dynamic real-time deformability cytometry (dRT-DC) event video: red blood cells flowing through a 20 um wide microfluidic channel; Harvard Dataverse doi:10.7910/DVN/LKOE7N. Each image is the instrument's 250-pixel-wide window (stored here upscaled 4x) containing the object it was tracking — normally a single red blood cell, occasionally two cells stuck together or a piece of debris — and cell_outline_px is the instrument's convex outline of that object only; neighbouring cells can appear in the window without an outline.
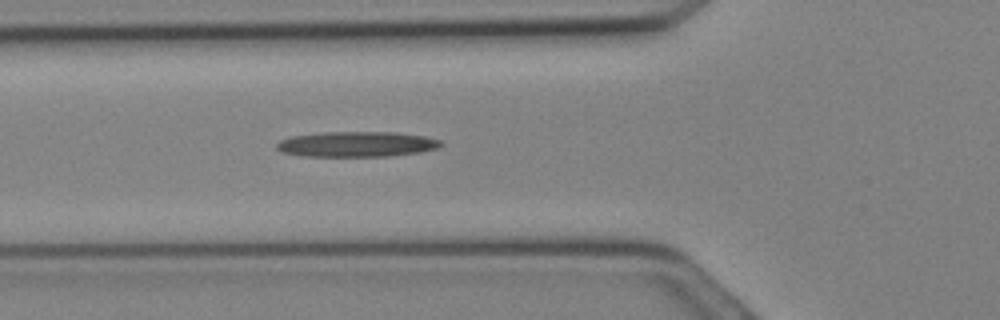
{"species": "Egyptian fruit bat (a non-hibernating species)", "species_latin": "Rousettus aegyptiacus", "temperature_condition": "cold", "stored_images_in_passage": 12, "camera_frame_rate_fps": 3000, "um_per_image_px": 0.085, "animal": {"sex": "female"}, "frame": {"image": 1, "passage_image": 10, "time_ms": 3.0, "image_size_px": [1000, 320], "cell_outline_px": [[444, 144], [436, 148], [420, 152], [388, 156], [300, 156], [280, 152], [276, 148], [276, 144], [280, 140], [292, 136], [324, 132], [396, 132], [424, 136], [440, 140]], "centroid_in_image_um": [30.29, 12.26], "position_along_channel_um": 95.5, "area_um2": 24.28}}
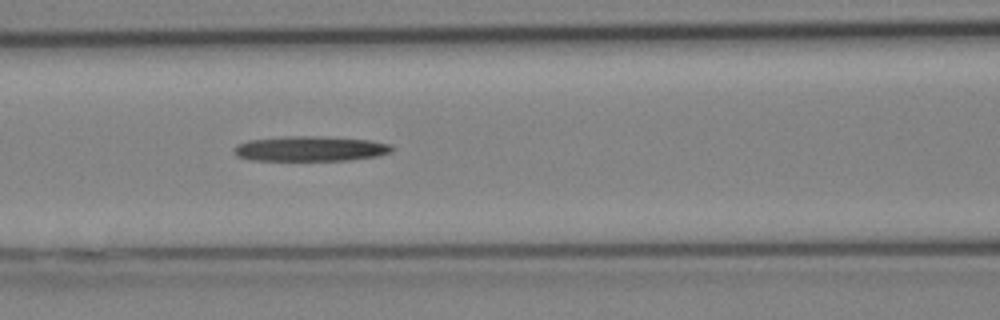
{"frame": {"image": 2, "passage_image": 12, "time_ms": 3.667, "image_size_px": [1000, 320], "cell_outline_px": [[396, 148], [392, 152], [376, 156], [348, 160], [252, 160], [236, 156], [232, 152], [232, 148], [236, 144], [248, 140], [284, 136], [324, 136], [372, 140], [392, 144]], "centroid_in_image_um": [26.38, 12.63], "position_along_channel_um": 140.2, "area_um2": 23.47}}